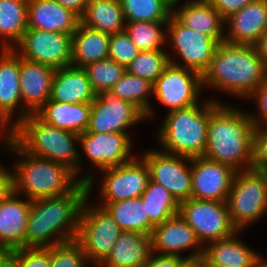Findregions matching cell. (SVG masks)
I'll use <instances>...</instances> for the list:
<instances>
[{"label":"cell","instance_id":"6da1fadb","mask_svg":"<svg viewBox=\"0 0 267 267\" xmlns=\"http://www.w3.org/2000/svg\"><path fill=\"white\" fill-rule=\"evenodd\" d=\"M87 197V183L82 182L67 194L31 200L25 247H51L76 240Z\"/></svg>","mask_w":267,"mask_h":267},{"label":"cell","instance_id":"7a4b0ae2","mask_svg":"<svg viewBox=\"0 0 267 267\" xmlns=\"http://www.w3.org/2000/svg\"><path fill=\"white\" fill-rule=\"evenodd\" d=\"M220 104L209 117L203 157L243 171L252 168L255 124L249 112Z\"/></svg>","mask_w":267,"mask_h":267},{"label":"cell","instance_id":"3957f363","mask_svg":"<svg viewBox=\"0 0 267 267\" xmlns=\"http://www.w3.org/2000/svg\"><path fill=\"white\" fill-rule=\"evenodd\" d=\"M266 78L267 70L256 46L223 41L202 74V87L248 99Z\"/></svg>","mask_w":267,"mask_h":267},{"label":"cell","instance_id":"277c9868","mask_svg":"<svg viewBox=\"0 0 267 267\" xmlns=\"http://www.w3.org/2000/svg\"><path fill=\"white\" fill-rule=\"evenodd\" d=\"M10 137L27 153L71 168L87 183L88 196L92 195L96 178L94 172L82 175L80 154L75 147L76 142L79 144V134L50 126L36 114H29L13 127Z\"/></svg>","mask_w":267,"mask_h":267},{"label":"cell","instance_id":"5b68a950","mask_svg":"<svg viewBox=\"0 0 267 267\" xmlns=\"http://www.w3.org/2000/svg\"><path fill=\"white\" fill-rule=\"evenodd\" d=\"M8 152L21 156L13 163L14 192L29 200L55 197L74 191L83 181L69 167L24 151L11 137Z\"/></svg>","mask_w":267,"mask_h":267},{"label":"cell","instance_id":"8992f818","mask_svg":"<svg viewBox=\"0 0 267 267\" xmlns=\"http://www.w3.org/2000/svg\"><path fill=\"white\" fill-rule=\"evenodd\" d=\"M221 103L215 99L206 100L200 106L195 104L166 113L157 132L161 151L190 158L203 156L210 114Z\"/></svg>","mask_w":267,"mask_h":267},{"label":"cell","instance_id":"52a82bcc","mask_svg":"<svg viewBox=\"0 0 267 267\" xmlns=\"http://www.w3.org/2000/svg\"><path fill=\"white\" fill-rule=\"evenodd\" d=\"M226 204L231 222L238 231L259 221L267 212V170L237 171Z\"/></svg>","mask_w":267,"mask_h":267},{"label":"cell","instance_id":"ba28073f","mask_svg":"<svg viewBox=\"0 0 267 267\" xmlns=\"http://www.w3.org/2000/svg\"><path fill=\"white\" fill-rule=\"evenodd\" d=\"M88 200L89 196L81 209L76 241L88 262L99 266L108 257L122 230L104 207L92 206Z\"/></svg>","mask_w":267,"mask_h":267},{"label":"cell","instance_id":"9c48e42d","mask_svg":"<svg viewBox=\"0 0 267 267\" xmlns=\"http://www.w3.org/2000/svg\"><path fill=\"white\" fill-rule=\"evenodd\" d=\"M178 214L194 230L203 247L238 231L231 222L226 202L190 198L179 203Z\"/></svg>","mask_w":267,"mask_h":267},{"label":"cell","instance_id":"30bf717a","mask_svg":"<svg viewBox=\"0 0 267 267\" xmlns=\"http://www.w3.org/2000/svg\"><path fill=\"white\" fill-rule=\"evenodd\" d=\"M13 50L25 60L45 64L54 70L70 67L72 35L28 28Z\"/></svg>","mask_w":267,"mask_h":267},{"label":"cell","instance_id":"8fae6325","mask_svg":"<svg viewBox=\"0 0 267 267\" xmlns=\"http://www.w3.org/2000/svg\"><path fill=\"white\" fill-rule=\"evenodd\" d=\"M166 29V37L172 42L173 51L183 62V64L176 62L172 56H169L170 63L195 70L202 75L210 66L213 55L220 43L210 36L186 27L173 15L168 19Z\"/></svg>","mask_w":267,"mask_h":267},{"label":"cell","instance_id":"7c38bea8","mask_svg":"<svg viewBox=\"0 0 267 267\" xmlns=\"http://www.w3.org/2000/svg\"><path fill=\"white\" fill-rule=\"evenodd\" d=\"M202 89L199 72L170 63L153 84V96L167 107L168 113L200 104L198 97Z\"/></svg>","mask_w":267,"mask_h":267},{"label":"cell","instance_id":"4fadbf2b","mask_svg":"<svg viewBox=\"0 0 267 267\" xmlns=\"http://www.w3.org/2000/svg\"><path fill=\"white\" fill-rule=\"evenodd\" d=\"M145 119V114L133 103L103 92L91 103L86 132L129 134V128Z\"/></svg>","mask_w":267,"mask_h":267},{"label":"cell","instance_id":"5bb4252c","mask_svg":"<svg viewBox=\"0 0 267 267\" xmlns=\"http://www.w3.org/2000/svg\"><path fill=\"white\" fill-rule=\"evenodd\" d=\"M150 171V179L168 190L178 203L191 198L192 172L191 158L165 151L151 150L143 153Z\"/></svg>","mask_w":267,"mask_h":267},{"label":"cell","instance_id":"9a60e30c","mask_svg":"<svg viewBox=\"0 0 267 267\" xmlns=\"http://www.w3.org/2000/svg\"><path fill=\"white\" fill-rule=\"evenodd\" d=\"M105 175L100 183L102 203L138 198L145 191L150 179V171L145 160L134 158L122 165L102 170Z\"/></svg>","mask_w":267,"mask_h":267},{"label":"cell","instance_id":"2e32d148","mask_svg":"<svg viewBox=\"0 0 267 267\" xmlns=\"http://www.w3.org/2000/svg\"><path fill=\"white\" fill-rule=\"evenodd\" d=\"M0 51V121L11 131L29 113L22 107L20 56L13 49L1 48Z\"/></svg>","mask_w":267,"mask_h":267},{"label":"cell","instance_id":"e0dca14e","mask_svg":"<svg viewBox=\"0 0 267 267\" xmlns=\"http://www.w3.org/2000/svg\"><path fill=\"white\" fill-rule=\"evenodd\" d=\"M79 143L84 156L96 169L122 165L134 158L131 155L133 144L129 134L85 131L79 134Z\"/></svg>","mask_w":267,"mask_h":267},{"label":"cell","instance_id":"ac0fdd59","mask_svg":"<svg viewBox=\"0 0 267 267\" xmlns=\"http://www.w3.org/2000/svg\"><path fill=\"white\" fill-rule=\"evenodd\" d=\"M191 198L226 202L236 173L230 166L203 156L191 158Z\"/></svg>","mask_w":267,"mask_h":267},{"label":"cell","instance_id":"d6986e66","mask_svg":"<svg viewBox=\"0 0 267 267\" xmlns=\"http://www.w3.org/2000/svg\"><path fill=\"white\" fill-rule=\"evenodd\" d=\"M152 252L164 255H181L182 252L193 250L186 260H198L204 253V247L197 239L194 230L179 215L156 225L150 235Z\"/></svg>","mask_w":267,"mask_h":267},{"label":"cell","instance_id":"ffe728a7","mask_svg":"<svg viewBox=\"0 0 267 267\" xmlns=\"http://www.w3.org/2000/svg\"><path fill=\"white\" fill-rule=\"evenodd\" d=\"M226 42L256 45L267 31V0H255L229 15L224 23Z\"/></svg>","mask_w":267,"mask_h":267},{"label":"cell","instance_id":"44dd1931","mask_svg":"<svg viewBox=\"0 0 267 267\" xmlns=\"http://www.w3.org/2000/svg\"><path fill=\"white\" fill-rule=\"evenodd\" d=\"M54 73L55 70L45 64L20 57V93L29 114H36L50 100Z\"/></svg>","mask_w":267,"mask_h":267},{"label":"cell","instance_id":"7402d4cb","mask_svg":"<svg viewBox=\"0 0 267 267\" xmlns=\"http://www.w3.org/2000/svg\"><path fill=\"white\" fill-rule=\"evenodd\" d=\"M18 196L13 192L0 202V247L9 251L25 248L31 200Z\"/></svg>","mask_w":267,"mask_h":267},{"label":"cell","instance_id":"603a6c76","mask_svg":"<svg viewBox=\"0 0 267 267\" xmlns=\"http://www.w3.org/2000/svg\"><path fill=\"white\" fill-rule=\"evenodd\" d=\"M182 4L181 8L177 5L172 7V15L180 23L219 43L225 40V19L207 0H187Z\"/></svg>","mask_w":267,"mask_h":267},{"label":"cell","instance_id":"cb8c5ba5","mask_svg":"<svg viewBox=\"0 0 267 267\" xmlns=\"http://www.w3.org/2000/svg\"><path fill=\"white\" fill-rule=\"evenodd\" d=\"M80 18L56 0H28V28L73 34Z\"/></svg>","mask_w":267,"mask_h":267},{"label":"cell","instance_id":"d4e9b609","mask_svg":"<svg viewBox=\"0 0 267 267\" xmlns=\"http://www.w3.org/2000/svg\"><path fill=\"white\" fill-rule=\"evenodd\" d=\"M96 96L83 68L70 66L55 70L50 100L69 104L92 103Z\"/></svg>","mask_w":267,"mask_h":267},{"label":"cell","instance_id":"484cf974","mask_svg":"<svg viewBox=\"0 0 267 267\" xmlns=\"http://www.w3.org/2000/svg\"><path fill=\"white\" fill-rule=\"evenodd\" d=\"M151 253L150 235L122 231L108 257L98 267H144Z\"/></svg>","mask_w":267,"mask_h":267},{"label":"cell","instance_id":"4316f807","mask_svg":"<svg viewBox=\"0 0 267 267\" xmlns=\"http://www.w3.org/2000/svg\"><path fill=\"white\" fill-rule=\"evenodd\" d=\"M91 103H63L49 100L36 113L46 124L76 134L89 125Z\"/></svg>","mask_w":267,"mask_h":267},{"label":"cell","instance_id":"83f0119b","mask_svg":"<svg viewBox=\"0 0 267 267\" xmlns=\"http://www.w3.org/2000/svg\"><path fill=\"white\" fill-rule=\"evenodd\" d=\"M110 34L78 24L72 34L71 66L84 68L97 61L108 58Z\"/></svg>","mask_w":267,"mask_h":267},{"label":"cell","instance_id":"f1b7e54d","mask_svg":"<svg viewBox=\"0 0 267 267\" xmlns=\"http://www.w3.org/2000/svg\"><path fill=\"white\" fill-rule=\"evenodd\" d=\"M241 231L235 232L228 238L210 242L204 247L203 255L216 265L225 267H255L260 253L249 248L244 241H240ZM239 239V240H237Z\"/></svg>","mask_w":267,"mask_h":267},{"label":"cell","instance_id":"f546056e","mask_svg":"<svg viewBox=\"0 0 267 267\" xmlns=\"http://www.w3.org/2000/svg\"><path fill=\"white\" fill-rule=\"evenodd\" d=\"M80 22L108 34L123 32L126 27L119 0H89Z\"/></svg>","mask_w":267,"mask_h":267},{"label":"cell","instance_id":"4dcf8cb0","mask_svg":"<svg viewBox=\"0 0 267 267\" xmlns=\"http://www.w3.org/2000/svg\"><path fill=\"white\" fill-rule=\"evenodd\" d=\"M122 231L151 235L154 225L149 221L141 197L111 203H101Z\"/></svg>","mask_w":267,"mask_h":267},{"label":"cell","instance_id":"1f68e13d","mask_svg":"<svg viewBox=\"0 0 267 267\" xmlns=\"http://www.w3.org/2000/svg\"><path fill=\"white\" fill-rule=\"evenodd\" d=\"M27 29L28 0H0L1 47L13 49Z\"/></svg>","mask_w":267,"mask_h":267},{"label":"cell","instance_id":"d6a6232c","mask_svg":"<svg viewBox=\"0 0 267 267\" xmlns=\"http://www.w3.org/2000/svg\"><path fill=\"white\" fill-rule=\"evenodd\" d=\"M109 93L137 106L145 114L146 121L155 115L148 97L153 95V84L144 78L131 75L126 71Z\"/></svg>","mask_w":267,"mask_h":267},{"label":"cell","instance_id":"836d02e7","mask_svg":"<svg viewBox=\"0 0 267 267\" xmlns=\"http://www.w3.org/2000/svg\"><path fill=\"white\" fill-rule=\"evenodd\" d=\"M146 214L154 225L162 224L165 220L179 213V203L161 184L150 180L145 191L141 194Z\"/></svg>","mask_w":267,"mask_h":267},{"label":"cell","instance_id":"e575fe53","mask_svg":"<svg viewBox=\"0 0 267 267\" xmlns=\"http://www.w3.org/2000/svg\"><path fill=\"white\" fill-rule=\"evenodd\" d=\"M167 21L126 22L125 31L139 51L163 50L167 35ZM165 30V31H164Z\"/></svg>","mask_w":267,"mask_h":267},{"label":"cell","instance_id":"d590c367","mask_svg":"<svg viewBox=\"0 0 267 267\" xmlns=\"http://www.w3.org/2000/svg\"><path fill=\"white\" fill-rule=\"evenodd\" d=\"M126 22L168 21L172 7L165 0H119Z\"/></svg>","mask_w":267,"mask_h":267},{"label":"cell","instance_id":"8d00e7d4","mask_svg":"<svg viewBox=\"0 0 267 267\" xmlns=\"http://www.w3.org/2000/svg\"><path fill=\"white\" fill-rule=\"evenodd\" d=\"M169 56L165 50L140 51L126 67V71L154 84L162 71L170 64Z\"/></svg>","mask_w":267,"mask_h":267},{"label":"cell","instance_id":"74e56055","mask_svg":"<svg viewBox=\"0 0 267 267\" xmlns=\"http://www.w3.org/2000/svg\"><path fill=\"white\" fill-rule=\"evenodd\" d=\"M83 69L86 71L96 94L109 92L126 72V68L123 65H120L110 58L89 64Z\"/></svg>","mask_w":267,"mask_h":267},{"label":"cell","instance_id":"f35d334b","mask_svg":"<svg viewBox=\"0 0 267 267\" xmlns=\"http://www.w3.org/2000/svg\"><path fill=\"white\" fill-rule=\"evenodd\" d=\"M87 263L90 264L76 240L51 246L50 267H87Z\"/></svg>","mask_w":267,"mask_h":267},{"label":"cell","instance_id":"ab89813d","mask_svg":"<svg viewBox=\"0 0 267 267\" xmlns=\"http://www.w3.org/2000/svg\"><path fill=\"white\" fill-rule=\"evenodd\" d=\"M139 52L126 31L110 34L108 58L126 68Z\"/></svg>","mask_w":267,"mask_h":267},{"label":"cell","instance_id":"60d3db41","mask_svg":"<svg viewBox=\"0 0 267 267\" xmlns=\"http://www.w3.org/2000/svg\"><path fill=\"white\" fill-rule=\"evenodd\" d=\"M20 267H50L51 247H25L19 249Z\"/></svg>","mask_w":267,"mask_h":267},{"label":"cell","instance_id":"b9f144b4","mask_svg":"<svg viewBox=\"0 0 267 267\" xmlns=\"http://www.w3.org/2000/svg\"><path fill=\"white\" fill-rule=\"evenodd\" d=\"M252 169L267 170V125L254 128Z\"/></svg>","mask_w":267,"mask_h":267},{"label":"cell","instance_id":"7bdbcfd3","mask_svg":"<svg viewBox=\"0 0 267 267\" xmlns=\"http://www.w3.org/2000/svg\"><path fill=\"white\" fill-rule=\"evenodd\" d=\"M251 98L256 102L257 104L256 106L258 107L257 114L255 113L249 114L251 120L254 122L255 126H266L267 125V78L248 97V99Z\"/></svg>","mask_w":267,"mask_h":267},{"label":"cell","instance_id":"ee69618b","mask_svg":"<svg viewBox=\"0 0 267 267\" xmlns=\"http://www.w3.org/2000/svg\"><path fill=\"white\" fill-rule=\"evenodd\" d=\"M186 261L185 256L180 257L152 252L144 267H181Z\"/></svg>","mask_w":267,"mask_h":267},{"label":"cell","instance_id":"f6af8a7d","mask_svg":"<svg viewBox=\"0 0 267 267\" xmlns=\"http://www.w3.org/2000/svg\"><path fill=\"white\" fill-rule=\"evenodd\" d=\"M212 6H214L220 15L226 19L232 13L239 11L247 4L255 0H207Z\"/></svg>","mask_w":267,"mask_h":267},{"label":"cell","instance_id":"bcb514c9","mask_svg":"<svg viewBox=\"0 0 267 267\" xmlns=\"http://www.w3.org/2000/svg\"><path fill=\"white\" fill-rule=\"evenodd\" d=\"M11 171V172H10ZM14 192L13 171L0 164V202L8 198Z\"/></svg>","mask_w":267,"mask_h":267},{"label":"cell","instance_id":"7dc6e473","mask_svg":"<svg viewBox=\"0 0 267 267\" xmlns=\"http://www.w3.org/2000/svg\"><path fill=\"white\" fill-rule=\"evenodd\" d=\"M60 5L65 7L66 9L74 12L79 18L85 12L86 5L89 0H56Z\"/></svg>","mask_w":267,"mask_h":267},{"label":"cell","instance_id":"c3c4849f","mask_svg":"<svg viewBox=\"0 0 267 267\" xmlns=\"http://www.w3.org/2000/svg\"><path fill=\"white\" fill-rule=\"evenodd\" d=\"M0 267H20L19 263V249L7 251L0 258Z\"/></svg>","mask_w":267,"mask_h":267},{"label":"cell","instance_id":"681fc988","mask_svg":"<svg viewBox=\"0 0 267 267\" xmlns=\"http://www.w3.org/2000/svg\"><path fill=\"white\" fill-rule=\"evenodd\" d=\"M255 46L267 70V31L262 35V37L259 39L258 43Z\"/></svg>","mask_w":267,"mask_h":267},{"label":"cell","instance_id":"f907efd6","mask_svg":"<svg viewBox=\"0 0 267 267\" xmlns=\"http://www.w3.org/2000/svg\"><path fill=\"white\" fill-rule=\"evenodd\" d=\"M3 129V130H2ZM7 131H6V130ZM0 130H1V132H0V141L1 142H3V145H6V143H7V140H8V138L10 137V131L7 129V128H5V126L3 125V123L0 121ZM3 131H4V133H3ZM2 134V135H1ZM3 136V137H2Z\"/></svg>","mask_w":267,"mask_h":267},{"label":"cell","instance_id":"816d5d0a","mask_svg":"<svg viewBox=\"0 0 267 267\" xmlns=\"http://www.w3.org/2000/svg\"><path fill=\"white\" fill-rule=\"evenodd\" d=\"M198 260L200 267H225L211 263L204 255H202Z\"/></svg>","mask_w":267,"mask_h":267},{"label":"cell","instance_id":"f5cc1de1","mask_svg":"<svg viewBox=\"0 0 267 267\" xmlns=\"http://www.w3.org/2000/svg\"><path fill=\"white\" fill-rule=\"evenodd\" d=\"M181 267H200L199 260L186 261Z\"/></svg>","mask_w":267,"mask_h":267},{"label":"cell","instance_id":"db71d44e","mask_svg":"<svg viewBox=\"0 0 267 267\" xmlns=\"http://www.w3.org/2000/svg\"><path fill=\"white\" fill-rule=\"evenodd\" d=\"M255 267H267V260H265V258H263L261 254L257 259Z\"/></svg>","mask_w":267,"mask_h":267},{"label":"cell","instance_id":"11a10c76","mask_svg":"<svg viewBox=\"0 0 267 267\" xmlns=\"http://www.w3.org/2000/svg\"><path fill=\"white\" fill-rule=\"evenodd\" d=\"M171 7H173L174 5H179V1L180 0H165Z\"/></svg>","mask_w":267,"mask_h":267},{"label":"cell","instance_id":"9f6ffc18","mask_svg":"<svg viewBox=\"0 0 267 267\" xmlns=\"http://www.w3.org/2000/svg\"><path fill=\"white\" fill-rule=\"evenodd\" d=\"M8 250L0 247V258L7 252Z\"/></svg>","mask_w":267,"mask_h":267}]
</instances>
